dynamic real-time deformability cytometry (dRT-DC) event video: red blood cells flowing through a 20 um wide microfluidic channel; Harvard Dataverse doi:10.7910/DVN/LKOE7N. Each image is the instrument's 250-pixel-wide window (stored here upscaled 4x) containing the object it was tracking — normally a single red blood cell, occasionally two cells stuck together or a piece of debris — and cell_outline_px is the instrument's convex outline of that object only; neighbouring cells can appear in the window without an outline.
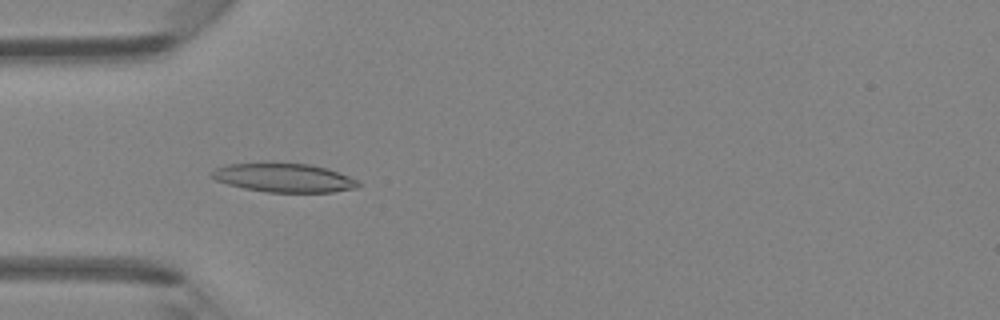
{"species": "Egyptian fruit bat (a non-hibernating species)", "species_latin": "Rousettus aegyptiacus", "temperature_condition": "room temperature", "stored_images_in_passage": 45, "camera_frame_rate_fps": 3000, "um_per_image_px": 0.085, "animal": {"sex": "female"}, "frame": {"image": 1, "passage_image": 14, "time_ms": 4.333, "image_size_px": [1000, 320], "cell_outline_px": [[360, 184], [356, 188], [332, 192], [268, 192], [244, 188], [228, 184], [216, 180], [208, 176], [208, 172], [216, 168], [228, 164], [308, 164], [328, 168], [348, 176], [356, 180]], "centroid_in_image_um": [24.1, 15.12], "position_along_channel_um": 60.9, "area_um2": 24.22}}
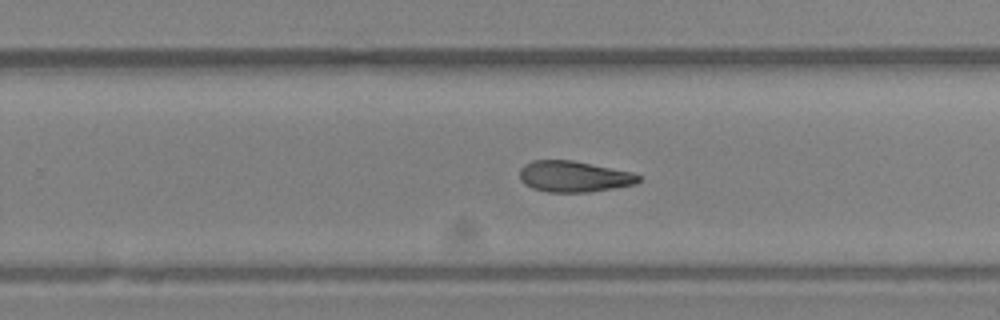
{"frame": {"image": 2, "passage_image": 29, "time_ms": 9.333, "image_size_px": [1000, 320], "cell_outline_px": [[640, 180], [636, 184], [588, 192], [548, 192], [532, 188], [524, 184], [520, 180], [520, 168], [524, 164], [532, 160], [572, 160], [632, 172], [640, 176]], "centroid_in_image_um": [48.75, 15.0], "position_along_channel_um": 281.1, "area_um2": 21.5}}
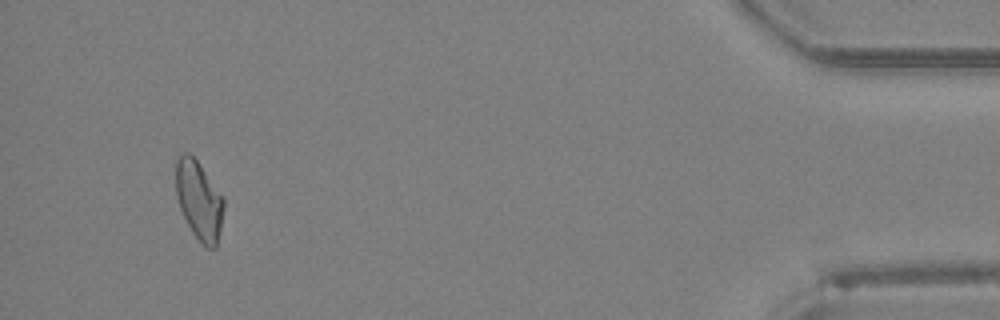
{"frame": {"image": 3, "passage_image": 43, "time_ms": 14.0, "image_size_px": [1000, 320], "cell_outline_px": [[224, 208], [216, 248], [208, 248], [192, 232], [180, 208], [176, 196], [176, 160], [184, 152], [188, 152], [200, 164], [224, 196]], "centroid_in_image_um": [16.93, 16.99], "position_along_channel_um": 418.3, "area_um2": 21.85}}